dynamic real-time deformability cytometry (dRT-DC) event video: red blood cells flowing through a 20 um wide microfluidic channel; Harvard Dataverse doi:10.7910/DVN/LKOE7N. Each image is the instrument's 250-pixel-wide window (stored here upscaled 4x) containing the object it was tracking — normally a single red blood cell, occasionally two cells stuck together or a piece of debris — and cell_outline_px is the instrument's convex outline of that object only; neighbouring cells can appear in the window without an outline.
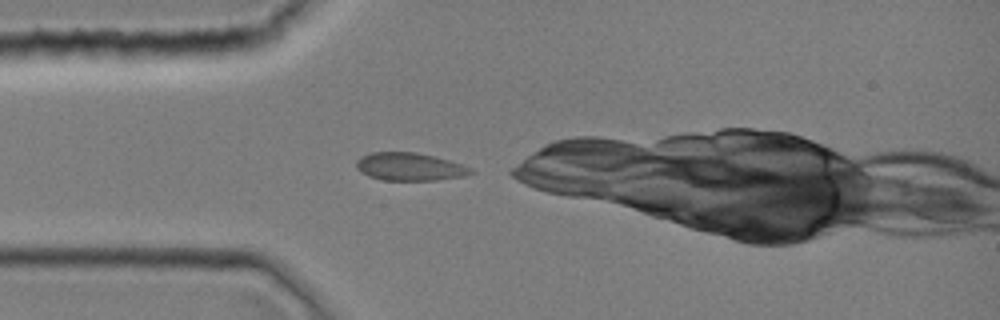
{"species": "common noctule bat (a hibernating species)", "species_latin": "Nyctalus noctula", "temperature_condition": "room temperature", "stored_images_in_passage": 27, "camera_frame_rate_fps": 3000, "um_per_image_px": 0.085, "animal": {"sex": "female", "body_mass_g": 19.0, "forearm_length_mm": 51.5}, "frame": {"image": 1, "passage_image": 1, "time_ms": 0.0, "image_size_px": [1000, 320], "cell_outline_px": [[476, 172], [464, 176], [436, 180], [384, 180], [368, 176], [360, 172], [356, 168], [356, 160], [360, 156], [372, 152], [416, 152], [448, 160], [472, 168]], "centroid_in_image_um": [34.79, 14.17], "position_along_channel_um": 50.2, "area_um2": 18.61}}
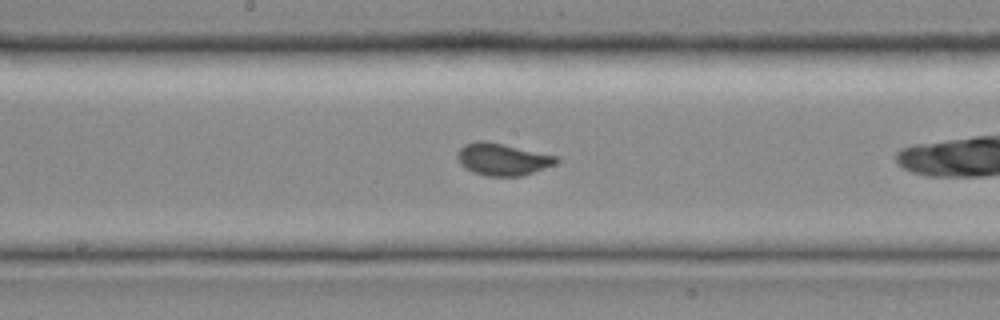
{"frame": {"image": 2, "passage_image": 12, "time_ms": 3.667, "image_size_px": [1000, 320], "cell_outline_px": [[560, 160], [556, 164], [520, 176], [488, 176], [472, 172], [464, 168], [460, 164], [456, 156], [456, 152], [464, 144], [476, 140], [488, 140], [560, 156]], "centroid_in_image_um": [42.71, 13.51], "position_along_channel_um": 205.5, "area_um2": 18.96}}
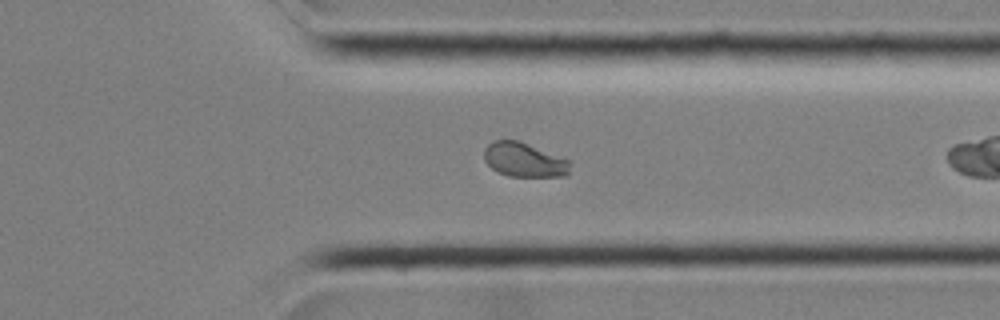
{"frame": {"image": 3, "passage_image": 23, "time_ms": 7.333, "image_size_px": [1000, 320], "cell_outline_px": [[568, 172], [564, 176], [508, 176], [492, 168], [484, 160], [484, 148], [492, 140], [520, 140], [568, 160]], "centroid_in_image_um": [44.49, 13.56], "position_along_channel_um": 366.9, "area_um2": 16.94}}